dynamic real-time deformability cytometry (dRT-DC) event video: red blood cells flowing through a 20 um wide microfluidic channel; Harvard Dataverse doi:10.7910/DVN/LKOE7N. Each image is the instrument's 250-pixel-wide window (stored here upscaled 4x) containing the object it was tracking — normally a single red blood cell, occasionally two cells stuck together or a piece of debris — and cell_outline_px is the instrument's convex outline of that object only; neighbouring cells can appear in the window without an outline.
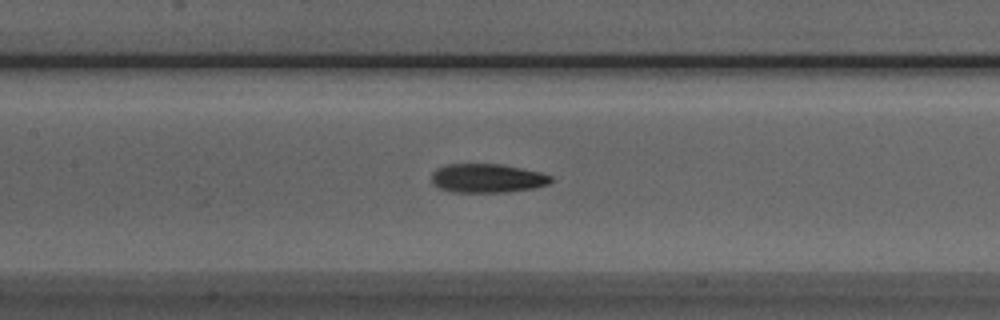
{"species": "Egyptian fruit bat (a non-hibernating species)", "species_latin": "Rousettus aegyptiacus", "temperature_condition": "room temperature", "stored_images_in_passage": 33, "camera_frame_rate_fps": 3000, "um_per_image_px": 0.085, "animal": {"sex": "male"}, "frame": {"image": 1, "passage_image": 8, "time_ms": 2.333, "image_size_px": [1000, 320], "cell_outline_px": [[556, 180], [548, 184], [536, 188], [508, 192], [452, 192], [440, 188], [432, 184], [432, 172], [436, 168], [448, 164], [500, 164], [540, 172], [552, 176]], "centroid_in_image_um": [41.44, 15.15], "position_along_channel_um": 166.0, "area_um2": 20.29}}
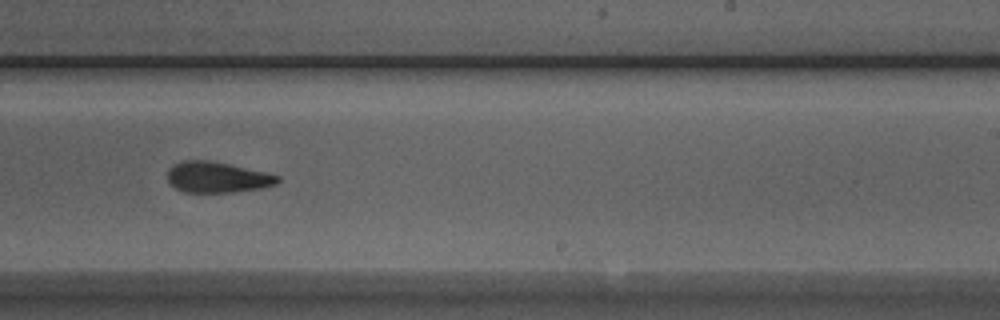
{"frame": {"image": 2, "passage_image": 16, "time_ms": 5.0, "image_size_px": [1000, 320], "cell_outline_px": [[280, 180], [276, 184], [260, 188], [232, 192], [184, 192], [176, 188], [168, 180], [168, 168], [172, 164], [180, 160], [208, 160], [268, 172], [280, 176]], "centroid_in_image_um": [18.46, 15.05], "position_along_channel_um": 270.5, "area_um2": 19.83}}
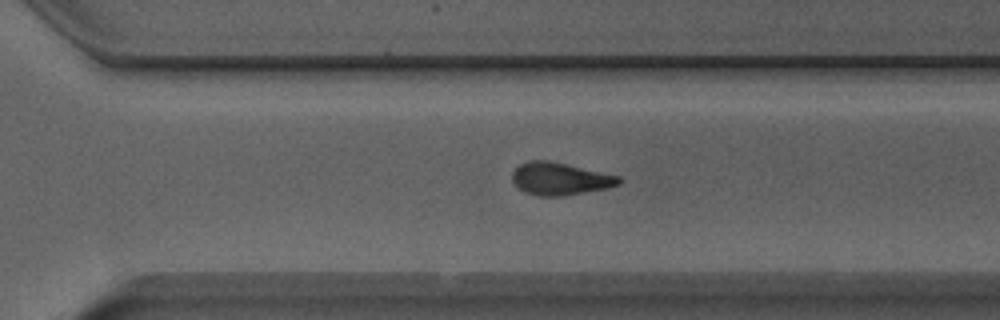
{"frame": {"image": 3, "passage_image": 20, "time_ms": 6.333, "image_size_px": [1000, 320], "cell_outline_px": [[624, 180], [620, 184], [608, 188], [564, 196], [540, 196], [524, 192], [512, 180], [512, 172], [520, 164], [532, 160], [548, 160], [568, 164], [620, 176]], "centroid_in_image_um": [47.64, 15.2], "position_along_channel_um": 323.0, "area_um2": 20.29}}